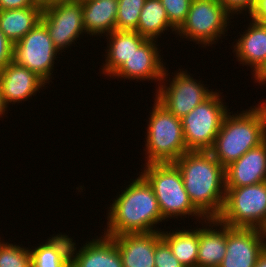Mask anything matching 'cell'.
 Segmentation results:
<instances>
[{"label": "cell", "instance_id": "1", "mask_svg": "<svg viewBox=\"0 0 266 267\" xmlns=\"http://www.w3.org/2000/svg\"><path fill=\"white\" fill-rule=\"evenodd\" d=\"M173 163L195 208L206 219L218 218L226 197L225 168L210 151H187Z\"/></svg>", "mask_w": 266, "mask_h": 267}, {"label": "cell", "instance_id": "2", "mask_svg": "<svg viewBox=\"0 0 266 267\" xmlns=\"http://www.w3.org/2000/svg\"><path fill=\"white\" fill-rule=\"evenodd\" d=\"M132 180L108 208L107 228H104L108 237L161 231L156 225L165 220L152 186L141 174Z\"/></svg>", "mask_w": 266, "mask_h": 267}, {"label": "cell", "instance_id": "3", "mask_svg": "<svg viewBox=\"0 0 266 267\" xmlns=\"http://www.w3.org/2000/svg\"><path fill=\"white\" fill-rule=\"evenodd\" d=\"M265 140L266 100L241 113L228 112L210 152L225 168Z\"/></svg>", "mask_w": 266, "mask_h": 267}, {"label": "cell", "instance_id": "4", "mask_svg": "<svg viewBox=\"0 0 266 267\" xmlns=\"http://www.w3.org/2000/svg\"><path fill=\"white\" fill-rule=\"evenodd\" d=\"M141 171L154 190L164 220L195 216L200 224L206 219L190 201L181 172L173 162L146 163Z\"/></svg>", "mask_w": 266, "mask_h": 267}, {"label": "cell", "instance_id": "5", "mask_svg": "<svg viewBox=\"0 0 266 267\" xmlns=\"http://www.w3.org/2000/svg\"><path fill=\"white\" fill-rule=\"evenodd\" d=\"M146 129L147 163L174 162L186 153L182 120L162 106L155 98ZM147 161V162H146Z\"/></svg>", "mask_w": 266, "mask_h": 267}, {"label": "cell", "instance_id": "6", "mask_svg": "<svg viewBox=\"0 0 266 267\" xmlns=\"http://www.w3.org/2000/svg\"><path fill=\"white\" fill-rule=\"evenodd\" d=\"M233 17L219 0H192L187 18L176 35L203 48L211 47L222 36H227L225 33Z\"/></svg>", "mask_w": 266, "mask_h": 267}, {"label": "cell", "instance_id": "7", "mask_svg": "<svg viewBox=\"0 0 266 267\" xmlns=\"http://www.w3.org/2000/svg\"><path fill=\"white\" fill-rule=\"evenodd\" d=\"M220 93V94H219ZM222 93L214 91L182 120L183 135L188 151H210L228 111Z\"/></svg>", "mask_w": 266, "mask_h": 267}, {"label": "cell", "instance_id": "8", "mask_svg": "<svg viewBox=\"0 0 266 267\" xmlns=\"http://www.w3.org/2000/svg\"><path fill=\"white\" fill-rule=\"evenodd\" d=\"M217 219L231 228L259 229L266 220V181L226 187L224 207Z\"/></svg>", "mask_w": 266, "mask_h": 267}, {"label": "cell", "instance_id": "9", "mask_svg": "<svg viewBox=\"0 0 266 267\" xmlns=\"http://www.w3.org/2000/svg\"><path fill=\"white\" fill-rule=\"evenodd\" d=\"M189 74L186 69L185 71L179 69L172 76V80L170 77L168 80L169 71L165 70L161 83L155 89V99L180 119L214 92L210 91L209 87H205L201 80L194 79Z\"/></svg>", "mask_w": 266, "mask_h": 267}, {"label": "cell", "instance_id": "10", "mask_svg": "<svg viewBox=\"0 0 266 267\" xmlns=\"http://www.w3.org/2000/svg\"><path fill=\"white\" fill-rule=\"evenodd\" d=\"M59 51L45 25L39 21L22 39L13 44L12 61L31 70L47 84L53 77L54 62ZM50 80V81H49Z\"/></svg>", "mask_w": 266, "mask_h": 267}, {"label": "cell", "instance_id": "11", "mask_svg": "<svg viewBox=\"0 0 266 267\" xmlns=\"http://www.w3.org/2000/svg\"><path fill=\"white\" fill-rule=\"evenodd\" d=\"M40 21L47 28L54 46L60 53L72 47L83 33L86 34L81 1L43 7Z\"/></svg>", "mask_w": 266, "mask_h": 267}, {"label": "cell", "instance_id": "12", "mask_svg": "<svg viewBox=\"0 0 266 267\" xmlns=\"http://www.w3.org/2000/svg\"><path fill=\"white\" fill-rule=\"evenodd\" d=\"M154 39H147L122 66L111 76V78H123L135 81L158 82V86L164 76L166 64L163 63L160 48ZM159 49V50H158Z\"/></svg>", "mask_w": 266, "mask_h": 267}, {"label": "cell", "instance_id": "13", "mask_svg": "<svg viewBox=\"0 0 266 267\" xmlns=\"http://www.w3.org/2000/svg\"><path fill=\"white\" fill-rule=\"evenodd\" d=\"M264 249L259 229L227 225L226 253L218 267H255Z\"/></svg>", "mask_w": 266, "mask_h": 267}, {"label": "cell", "instance_id": "14", "mask_svg": "<svg viewBox=\"0 0 266 267\" xmlns=\"http://www.w3.org/2000/svg\"><path fill=\"white\" fill-rule=\"evenodd\" d=\"M45 85L47 83L37 74L13 61L0 71V91L7 106L27 101Z\"/></svg>", "mask_w": 266, "mask_h": 267}, {"label": "cell", "instance_id": "15", "mask_svg": "<svg viewBox=\"0 0 266 267\" xmlns=\"http://www.w3.org/2000/svg\"><path fill=\"white\" fill-rule=\"evenodd\" d=\"M77 249L72 242L70 267H123L121 256L112 237L99 234Z\"/></svg>", "mask_w": 266, "mask_h": 267}, {"label": "cell", "instance_id": "16", "mask_svg": "<svg viewBox=\"0 0 266 267\" xmlns=\"http://www.w3.org/2000/svg\"><path fill=\"white\" fill-rule=\"evenodd\" d=\"M266 181V140L225 167V187H242Z\"/></svg>", "mask_w": 266, "mask_h": 267}, {"label": "cell", "instance_id": "17", "mask_svg": "<svg viewBox=\"0 0 266 267\" xmlns=\"http://www.w3.org/2000/svg\"><path fill=\"white\" fill-rule=\"evenodd\" d=\"M119 250L123 267H155L156 244L162 239L161 231L126 233L112 237Z\"/></svg>", "mask_w": 266, "mask_h": 267}, {"label": "cell", "instance_id": "18", "mask_svg": "<svg viewBox=\"0 0 266 267\" xmlns=\"http://www.w3.org/2000/svg\"><path fill=\"white\" fill-rule=\"evenodd\" d=\"M240 38L233 44V53L237 61L251 67L254 77L266 64V24L252 18Z\"/></svg>", "mask_w": 266, "mask_h": 267}, {"label": "cell", "instance_id": "19", "mask_svg": "<svg viewBox=\"0 0 266 267\" xmlns=\"http://www.w3.org/2000/svg\"><path fill=\"white\" fill-rule=\"evenodd\" d=\"M201 225L197 267H218L226 253L227 225L217 218H207Z\"/></svg>", "mask_w": 266, "mask_h": 267}, {"label": "cell", "instance_id": "20", "mask_svg": "<svg viewBox=\"0 0 266 267\" xmlns=\"http://www.w3.org/2000/svg\"><path fill=\"white\" fill-rule=\"evenodd\" d=\"M107 49L105 50V64L102 66V73L112 76L122 64L138 49L146 40L136 31L114 30L107 36Z\"/></svg>", "mask_w": 266, "mask_h": 267}, {"label": "cell", "instance_id": "21", "mask_svg": "<svg viewBox=\"0 0 266 267\" xmlns=\"http://www.w3.org/2000/svg\"><path fill=\"white\" fill-rule=\"evenodd\" d=\"M81 3L86 34L98 38L116 30L118 0H81Z\"/></svg>", "mask_w": 266, "mask_h": 267}, {"label": "cell", "instance_id": "22", "mask_svg": "<svg viewBox=\"0 0 266 267\" xmlns=\"http://www.w3.org/2000/svg\"><path fill=\"white\" fill-rule=\"evenodd\" d=\"M73 238L67 234H53L37 247L30 248L32 267H70Z\"/></svg>", "mask_w": 266, "mask_h": 267}, {"label": "cell", "instance_id": "23", "mask_svg": "<svg viewBox=\"0 0 266 267\" xmlns=\"http://www.w3.org/2000/svg\"><path fill=\"white\" fill-rule=\"evenodd\" d=\"M43 7L0 10V30L12 42L22 39L40 21Z\"/></svg>", "mask_w": 266, "mask_h": 267}, {"label": "cell", "instance_id": "24", "mask_svg": "<svg viewBox=\"0 0 266 267\" xmlns=\"http://www.w3.org/2000/svg\"><path fill=\"white\" fill-rule=\"evenodd\" d=\"M175 230L168 232L162 229V239L169 245L181 264L185 267H197L199 228L187 230L182 227V230Z\"/></svg>", "mask_w": 266, "mask_h": 267}, {"label": "cell", "instance_id": "25", "mask_svg": "<svg viewBox=\"0 0 266 267\" xmlns=\"http://www.w3.org/2000/svg\"><path fill=\"white\" fill-rule=\"evenodd\" d=\"M177 33V29L169 22L166 10L160 0H145L141 10L136 32L147 39H154L165 31Z\"/></svg>", "mask_w": 266, "mask_h": 267}, {"label": "cell", "instance_id": "26", "mask_svg": "<svg viewBox=\"0 0 266 267\" xmlns=\"http://www.w3.org/2000/svg\"><path fill=\"white\" fill-rule=\"evenodd\" d=\"M145 0H118L116 30L136 31Z\"/></svg>", "mask_w": 266, "mask_h": 267}, {"label": "cell", "instance_id": "27", "mask_svg": "<svg viewBox=\"0 0 266 267\" xmlns=\"http://www.w3.org/2000/svg\"><path fill=\"white\" fill-rule=\"evenodd\" d=\"M0 267H32L30 248L0 239Z\"/></svg>", "mask_w": 266, "mask_h": 267}, {"label": "cell", "instance_id": "28", "mask_svg": "<svg viewBox=\"0 0 266 267\" xmlns=\"http://www.w3.org/2000/svg\"><path fill=\"white\" fill-rule=\"evenodd\" d=\"M169 22L178 30L185 22L192 0H160Z\"/></svg>", "mask_w": 266, "mask_h": 267}, {"label": "cell", "instance_id": "29", "mask_svg": "<svg viewBox=\"0 0 266 267\" xmlns=\"http://www.w3.org/2000/svg\"><path fill=\"white\" fill-rule=\"evenodd\" d=\"M155 267H185L172 253L169 245L161 239L155 246Z\"/></svg>", "mask_w": 266, "mask_h": 267}, {"label": "cell", "instance_id": "30", "mask_svg": "<svg viewBox=\"0 0 266 267\" xmlns=\"http://www.w3.org/2000/svg\"><path fill=\"white\" fill-rule=\"evenodd\" d=\"M222 5L232 14H248L253 10L257 0H219Z\"/></svg>", "mask_w": 266, "mask_h": 267}, {"label": "cell", "instance_id": "31", "mask_svg": "<svg viewBox=\"0 0 266 267\" xmlns=\"http://www.w3.org/2000/svg\"><path fill=\"white\" fill-rule=\"evenodd\" d=\"M13 44L0 30V71L13 59Z\"/></svg>", "mask_w": 266, "mask_h": 267}, {"label": "cell", "instance_id": "32", "mask_svg": "<svg viewBox=\"0 0 266 267\" xmlns=\"http://www.w3.org/2000/svg\"><path fill=\"white\" fill-rule=\"evenodd\" d=\"M35 5L44 6V0H0V10L27 8Z\"/></svg>", "mask_w": 266, "mask_h": 267}, {"label": "cell", "instance_id": "33", "mask_svg": "<svg viewBox=\"0 0 266 267\" xmlns=\"http://www.w3.org/2000/svg\"><path fill=\"white\" fill-rule=\"evenodd\" d=\"M249 16L262 24H266V0H257Z\"/></svg>", "mask_w": 266, "mask_h": 267}, {"label": "cell", "instance_id": "34", "mask_svg": "<svg viewBox=\"0 0 266 267\" xmlns=\"http://www.w3.org/2000/svg\"><path fill=\"white\" fill-rule=\"evenodd\" d=\"M81 0H44V6L43 7H48V6H55L59 4H68V3H76L80 2Z\"/></svg>", "mask_w": 266, "mask_h": 267}, {"label": "cell", "instance_id": "35", "mask_svg": "<svg viewBox=\"0 0 266 267\" xmlns=\"http://www.w3.org/2000/svg\"><path fill=\"white\" fill-rule=\"evenodd\" d=\"M254 82L259 83V85H265L266 83V64L264 67L254 76Z\"/></svg>", "mask_w": 266, "mask_h": 267}, {"label": "cell", "instance_id": "36", "mask_svg": "<svg viewBox=\"0 0 266 267\" xmlns=\"http://www.w3.org/2000/svg\"><path fill=\"white\" fill-rule=\"evenodd\" d=\"M255 267H266V249L259 255Z\"/></svg>", "mask_w": 266, "mask_h": 267}, {"label": "cell", "instance_id": "37", "mask_svg": "<svg viewBox=\"0 0 266 267\" xmlns=\"http://www.w3.org/2000/svg\"><path fill=\"white\" fill-rule=\"evenodd\" d=\"M9 106H7L3 100V96L1 94V91H0V118L2 117V115L4 116L5 115V112L7 111Z\"/></svg>", "mask_w": 266, "mask_h": 267}, {"label": "cell", "instance_id": "38", "mask_svg": "<svg viewBox=\"0 0 266 267\" xmlns=\"http://www.w3.org/2000/svg\"><path fill=\"white\" fill-rule=\"evenodd\" d=\"M260 230V233H261V238H262V241H263V245L266 249V220L265 222L261 225V227L259 228Z\"/></svg>", "mask_w": 266, "mask_h": 267}]
</instances>
